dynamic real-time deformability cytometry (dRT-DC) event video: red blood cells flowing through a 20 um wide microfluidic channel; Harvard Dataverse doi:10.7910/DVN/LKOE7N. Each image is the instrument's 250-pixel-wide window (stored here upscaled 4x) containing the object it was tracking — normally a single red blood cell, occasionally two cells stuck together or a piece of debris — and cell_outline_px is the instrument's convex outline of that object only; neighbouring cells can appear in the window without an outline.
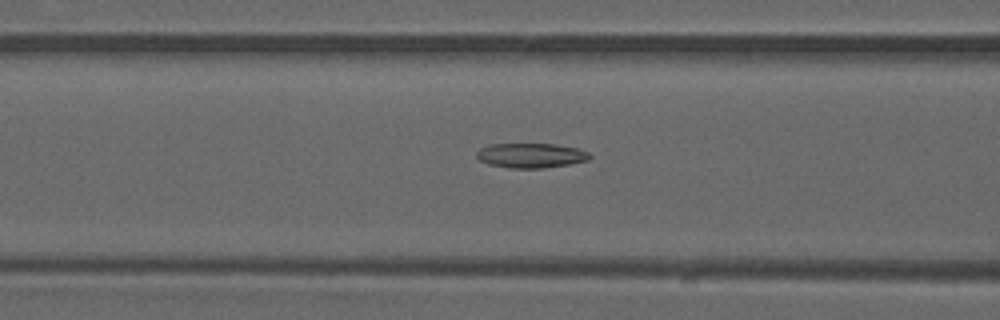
{"species": "common noctule bat (a hibernating species)", "species_latin": "Nyctalus noctula", "temperature_condition": "warm", "stored_images_in_passage": 24, "camera_frame_rate_fps": 3000, "um_per_image_px": 0.085, "animal": {"sex": "male", "forearm_length_mm": 52.5}, "frame": {"image": 1, "passage_image": 8, "time_ms": 2.333, "image_size_px": [1000, 320], "cell_outline_px": [[592, 156], [588, 160], [568, 164], [544, 168], [508, 168], [488, 164], [480, 160], [476, 156], [476, 152], [480, 148], [488, 144], [556, 144], [576, 148], [588, 152]], "centroid_in_image_um": [45.1, 13.21], "position_along_channel_um": 121.5, "area_um2": 16.3}}
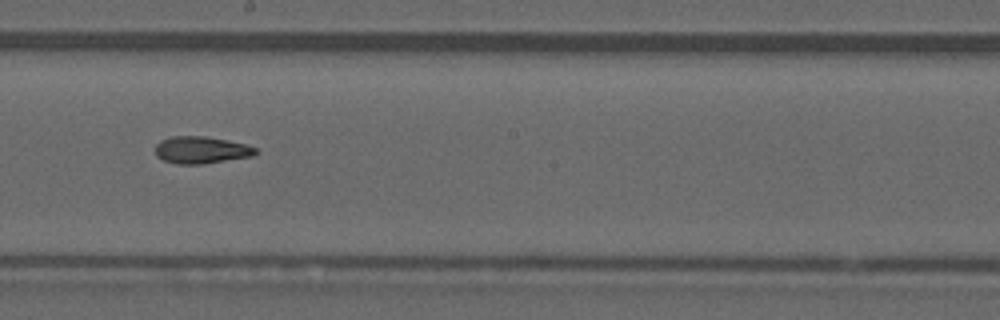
{"frame": {"image": 2, "passage_image": 16, "time_ms": 5.0, "image_size_px": [1000, 320], "cell_outline_px": [[256, 152], [252, 156], [204, 164], [176, 164], [164, 160], [156, 156], [156, 144], [160, 140], [172, 136], [204, 136], [244, 144], [256, 148]], "centroid_in_image_um": [17.05, 12.75], "position_along_channel_um": 231.1, "area_um2": 15.66}}
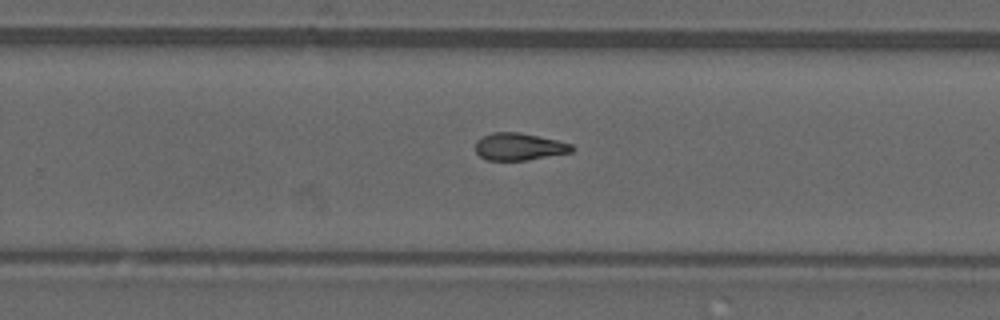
{"frame": {"image": 3, "passage_image": 20, "time_ms": 6.333, "image_size_px": [1000, 320], "cell_outline_px": [[576, 148], [572, 152], [528, 160], [484, 160], [476, 152], [476, 140], [492, 132], [520, 132], [556, 140], [572, 144]], "centroid_in_image_um": [44.13, 12.47], "position_along_channel_um": 285.7, "area_um2": 15.37}}